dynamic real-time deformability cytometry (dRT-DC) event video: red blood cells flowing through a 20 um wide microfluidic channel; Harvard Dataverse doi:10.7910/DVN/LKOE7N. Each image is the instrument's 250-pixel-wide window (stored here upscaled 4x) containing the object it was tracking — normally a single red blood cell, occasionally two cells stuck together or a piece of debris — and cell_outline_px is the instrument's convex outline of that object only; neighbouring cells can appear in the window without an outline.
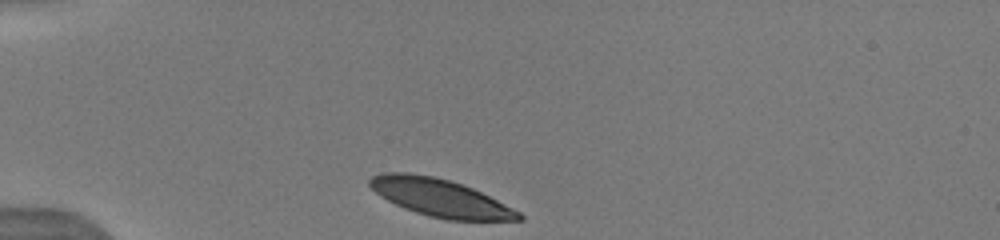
{"species": "human", "species_latin": "Homo sapiens", "temperature_condition": "warm", "stored_images_in_passage": 7, "camera_frame_rate_fps": 3000, "um_per_image_px": 0.085, "donor": {"sex": "male"}, "frame": {"image": 1, "passage_image": 1, "time_ms": 0.0, "image_size_px": [1000, 240], "cell_outline_px": [[524, 220], [448, 220], [428, 216], [404, 208], [380, 196], [368, 184], [368, 180], [372, 176], [384, 172], [408, 172], [432, 176], [448, 180], [472, 188], [520, 212], [524, 216]], "centroid_in_image_um": [37.39, 16.81], "position_along_channel_um": 47.6, "area_um2": 32.31}}